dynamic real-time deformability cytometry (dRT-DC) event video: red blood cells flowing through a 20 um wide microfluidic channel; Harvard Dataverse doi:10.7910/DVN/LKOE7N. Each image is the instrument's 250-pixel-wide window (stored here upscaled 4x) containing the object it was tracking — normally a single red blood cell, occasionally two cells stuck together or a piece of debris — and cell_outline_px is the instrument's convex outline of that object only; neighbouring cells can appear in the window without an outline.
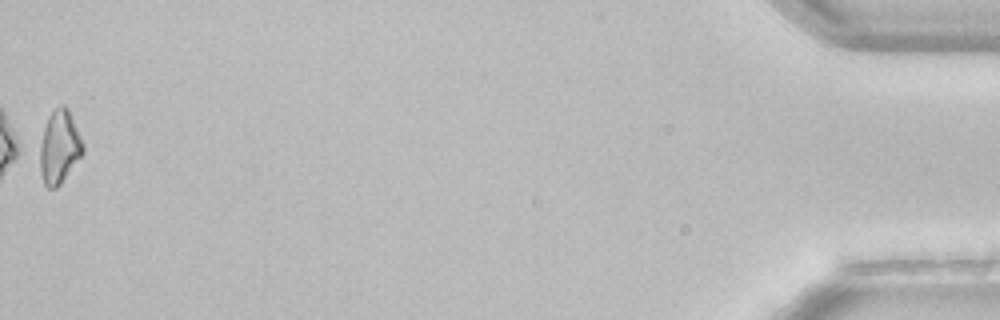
{"species": "common noctule bat (a hibernating species)", "species_latin": "Nyctalus noctula", "temperature_condition": "room temperature", "stored_images_in_passage": 51, "segment_of_instrument_passage": [2, 2], "camera_frame_rate_fps": 3000, "um_per_image_px": 0.085, "animal": {"sex": "female", "body_mass_g": 22.7, "forearm_length_mm": 54.2}, "frame": {"image": 1, "passage_image": 51, "time_ms": 16.667, "image_size_px": [1000, 320], "cell_outline_px": [[84, 152], [60, 184], [56, 188], [48, 188], [44, 184], [32, 152], [48, 116], [60, 104], [64, 104], [68, 108], [84, 144]], "centroid_in_image_um": [4.92, 12.51], "position_along_channel_um": 430.3, "area_um2": 19.65}}